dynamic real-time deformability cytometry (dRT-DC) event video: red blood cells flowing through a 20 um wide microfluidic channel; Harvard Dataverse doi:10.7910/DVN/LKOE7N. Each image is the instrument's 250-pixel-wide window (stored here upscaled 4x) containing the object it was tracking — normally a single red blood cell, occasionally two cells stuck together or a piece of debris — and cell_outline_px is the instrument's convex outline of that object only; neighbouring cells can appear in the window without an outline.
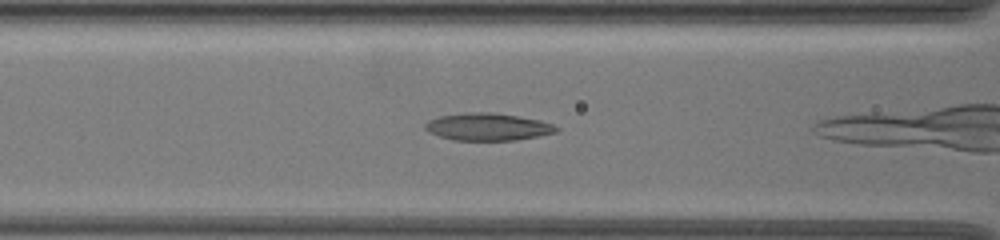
{"species": "common noctule bat (a hibernating species)", "species_latin": "Nyctalus noctula", "temperature_condition": "warm", "stored_images_in_passage": 26, "camera_frame_rate_fps": 3000, "um_per_image_px": 0.085, "animal": {"sex": "female", "body_mass_g": 19.5, "forearm_length_mm": 54.1}, "frame": {"image": 1, "passage_image": 4, "time_ms": 1.0, "image_size_px": [1000, 240], "cell_outline_px": [[560, 128], [556, 132], [516, 140], [452, 140], [428, 132], [424, 128], [424, 124], [428, 120], [440, 116], [464, 112], [488, 112], [516, 116], [540, 120], [552, 124]], "centroid_in_image_um": [41.42, 10.78], "position_along_channel_um": 125.2, "area_um2": 20.81}}
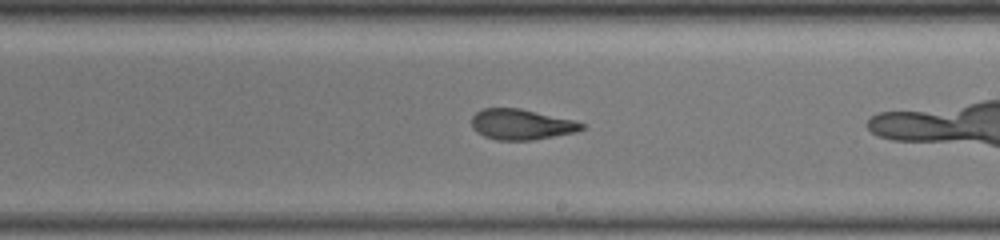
{"frame": {"image": 2, "passage_image": 14, "time_ms": 4.333, "image_size_px": [1000, 240], "cell_outline_px": [[584, 128], [576, 132], [532, 140], [496, 140], [484, 136], [476, 132], [472, 128], [472, 116], [476, 112], [484, 108], [520, 108], [576, 120], [584, 124]], "centroid_in_image_um": [44.31, 10.57], "position_along_channel_um": 244.7, "area_um2": 19.71}}
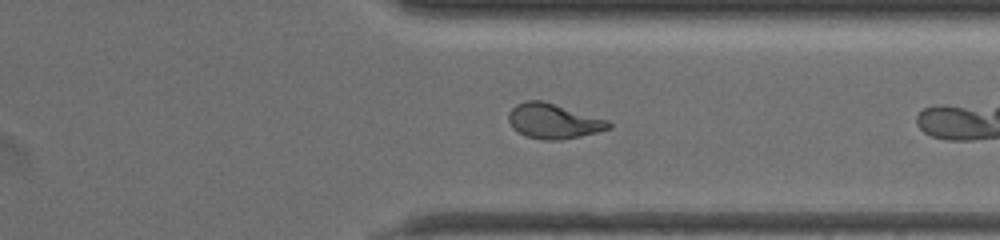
{"frame": {"image": 3, "passage_image": 24, "time_ms": 7.667, "image_size_px": [1000, 240], "cell_outline_px": [[612, 128], [580, 136], [560, 140], [544, 140], [524, 136], [516, 132], [512, 128], [508, 120], [508, 112], [516, 104], [528, 100], [544, 100], [608, 120], [612, 124]], "centroid_in_image_um": [47.01, 10.29], "position_along_channel_um": 364.4, "area_um2": 20.63}}